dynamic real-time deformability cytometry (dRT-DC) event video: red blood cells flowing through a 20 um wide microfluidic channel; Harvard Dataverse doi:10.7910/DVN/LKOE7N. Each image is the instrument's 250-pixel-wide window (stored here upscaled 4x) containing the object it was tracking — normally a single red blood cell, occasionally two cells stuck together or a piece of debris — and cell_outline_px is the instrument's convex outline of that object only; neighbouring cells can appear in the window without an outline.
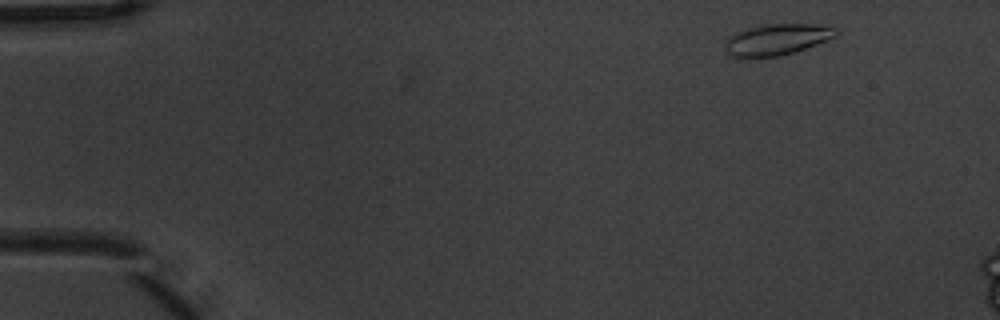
{"species": "common noctule bat (a hibernating species)", "species_latin": "Nyctalus noctula", "temperature_condition": "warm", "stored_images_in_passage": 3, "camera_frame_rate_fps": 3000, "um_per_image_px": 0.085, "animal": {"sex": "male", "body_mass_g": 20.1, "forearm_length_mm": 53.5}, "frame": {"image": 1, "passage_image": 1, "time_ms": 0.0, "image_size_px": [1000, 320], "cell_outline_px": [[840, 32], [836, 36], [816, 44], [792, 52], [776, 56], [740, 60], [732, 56], [724, 48], [724, 44], [728, 36], [736, 32], [748, 28], [768, 24], [816, 24], [840, 28]], "centroid_in_image_um": [65.99, 3.37], "position_along_channel_um": 19.0, "area_um2": 20.46}}